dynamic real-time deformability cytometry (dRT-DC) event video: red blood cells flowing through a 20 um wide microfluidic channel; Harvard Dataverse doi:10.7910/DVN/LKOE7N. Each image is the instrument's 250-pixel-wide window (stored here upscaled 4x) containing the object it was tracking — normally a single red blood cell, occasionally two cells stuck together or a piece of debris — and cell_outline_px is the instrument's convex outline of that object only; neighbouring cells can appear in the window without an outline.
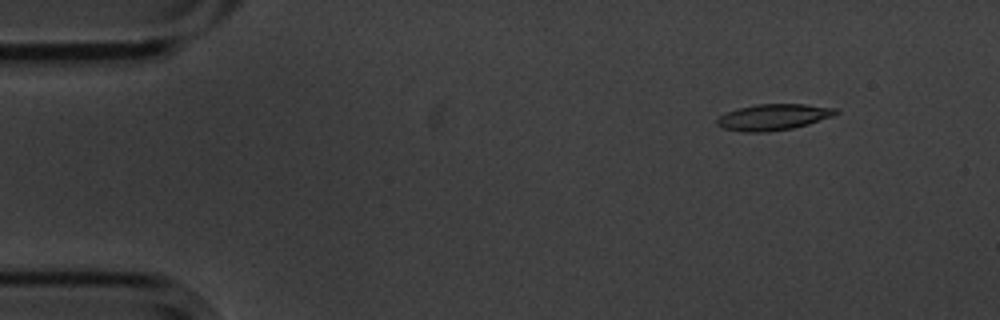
{"species": "common noctule bat (a hibernating species)", "species_latin": "Nyctalus noctula", "temperature_condition": "cold", "stored_images_in_passage": 9, "camera_frame_rate_fps": 3000, "um_per_image_px": 0.085, "animal": {"sex": "male", "body_mass_g": 20.1, "forearm_length_mm": 53.5}, "frame": {"image": 1, "passage_image": 1, "time_ms": 0.0, "image_size_px": [1000, 320], "cell_outline_px": [[840, 112], [832, 116], [808, 124], [792, 128], [768, 132], [744, 132], [724, 128], [716, 124], [716, 120], [720, 116], [728, 112], [740, 108], [756, 104], [804, 104], [840, 108]], "centroid_in_image_um": [65.78, 9.95], "position_along_channel_um": 19.2, "area_um2": 18.03}}